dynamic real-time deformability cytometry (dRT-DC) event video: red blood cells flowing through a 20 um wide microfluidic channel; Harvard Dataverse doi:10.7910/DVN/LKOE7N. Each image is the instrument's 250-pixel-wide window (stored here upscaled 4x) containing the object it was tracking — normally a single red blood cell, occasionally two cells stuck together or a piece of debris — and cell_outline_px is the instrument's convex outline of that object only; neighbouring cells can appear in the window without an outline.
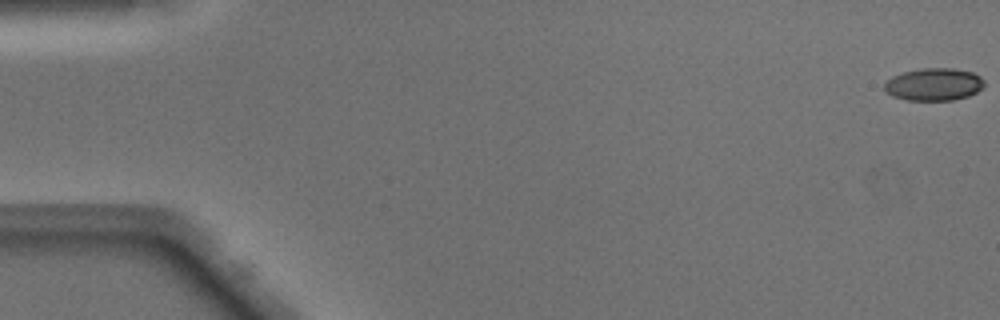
{"species": "Egyptian fruit bat (a non-hibernating species)", "species_latin": "Rousettus aegyptiacus", "temperature_condition": "warm", "stored_images_in_passage": 11, "camera_frame_rate_fps": 3000, "um_per_image_px": 0.085, "animal": {"sex": "male"}, "frame": {"image": 1, "passage_image": 1, "time_ms": 0.0, "image_size_px": [1000, 320], "cell_outline_px": [[984, 88], [968, 96], [952, 100], [908, 100], [892, 96], [884, 88], [884, 84], [892, 76], [904, 72], [920, 68], [952, 68], [972, 72], [980, 76], [984, 80]], "centroid_in_image_um": [79.4, 7.17], "position_along_channel_um": 5.6, "area_um2": 18.9}}